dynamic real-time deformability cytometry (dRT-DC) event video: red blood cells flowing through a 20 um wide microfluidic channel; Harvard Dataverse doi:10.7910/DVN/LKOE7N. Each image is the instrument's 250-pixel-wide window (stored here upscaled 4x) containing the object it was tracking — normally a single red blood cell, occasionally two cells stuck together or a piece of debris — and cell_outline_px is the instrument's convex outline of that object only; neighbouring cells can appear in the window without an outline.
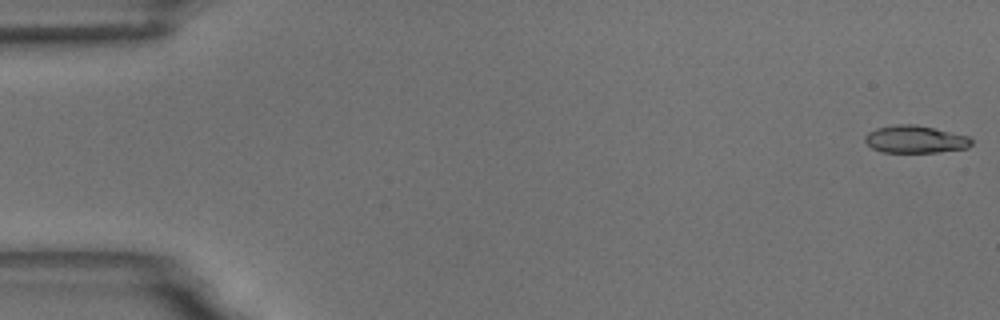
{"species": "common noctule bat (a hibernating species)", "species_latin": "Nyctalus noctula", "temperature_condition": "room temperature", "stored_images_in_passage": 56, "camera_frame_rate_fps": 3000, "um_per_image_px": 0.085, "animal": {"sex": "male", "body_mass_g": 18.8}, "frame": {"image": 1, "passage_image": 1, "time_ms": 0.0, "image_size_px": [1000, 320], "cell_outline_px": [[972, 144], [968, 148], [936, 152], [880, 152], [872, 148], [864, 140], [864, 136], [868, 132], [876, 128], [896, 124], [916, 124], [972, 136]], "centroid_in_image_um": [77.82, 11.83], "position_along_channel_um": 7.2, "area_um2": 17.28}}
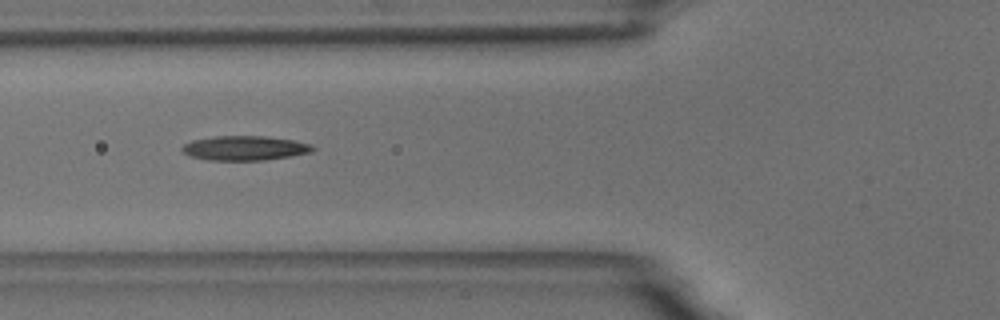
{"frame": {"image": 2, "passage_image": 21, "time_ms": 6.667, "image_size_px": [1000, 320], "cell_outline_px": [[316, 148], [312, 152], [292, 156], [264, 160], [208, 160], [188, 156], [180, 148], [184, 144], [192, 140], [216, 136], [268, 136], [292, 140], [312, 144]], "centroid_in_image_um": [20.82, 12.59], "position_along_channel_um": 105.0, "area_um2": 18.79}}
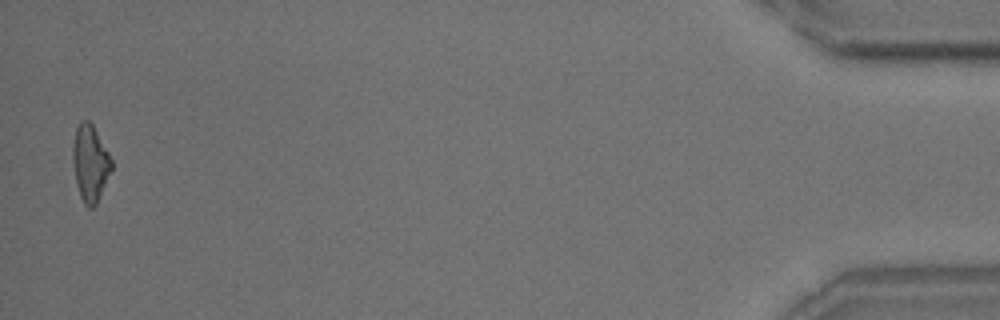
{"frame": {"image": 3, "passage_image": 55, "time_ms": 18.0, "image_size_px": [1000, 320], "cell_outline_px": [[112, 168], [96, 204], [92, 208], [88, 208], [84, 204], [80, 196], [76, 184], [72, 160], [72, 148], [76, 128], [80, 120], [88, 120], [92, 124], [108, 152], [112, 160]], "centroid_in_image_um": [7.64, 13.86], "position_along_channel_um": 427.6, "area_um2": 17.17}, "authors_computed_cell_mechanics": {"area_um2": 17.5712, "velocity_mm_per_s": 3.6377, "shape_relaxation_time_tau1_ms": 9.9791, "shape_relaxation_time_tau2_ms": 5.2967, "deformation_change_tau1": 0.2465, "deformation_change_tau2": 0.1585}}